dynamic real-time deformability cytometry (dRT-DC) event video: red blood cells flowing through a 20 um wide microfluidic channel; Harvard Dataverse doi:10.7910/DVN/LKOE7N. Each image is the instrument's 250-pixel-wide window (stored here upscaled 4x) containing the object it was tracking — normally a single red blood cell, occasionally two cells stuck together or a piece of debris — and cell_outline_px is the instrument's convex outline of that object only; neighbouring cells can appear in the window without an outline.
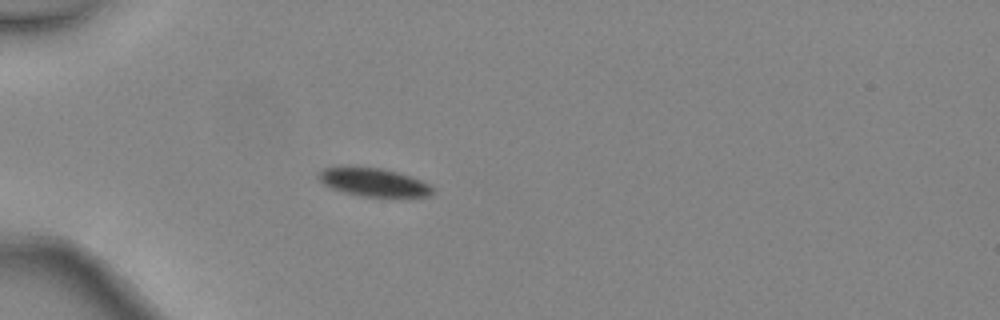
{"species": "common noctule bat (a hibernating species)", "species_latin": "Nyctalus noctula", "temperature_condition": "warm", "stored_images_in_passage": 7, "segment_of_instrument_passage": [2, 2], "camera_frame_rate_fps": 3000, "um_per_image_px": 0.085, "animal": {"sex": "female", "body_mass_g": 24.6, "forearm_length_mm": 56.2}, "frame": {"image": 1, "passage_image": 6, "time_ms": 1.667, "image_size_px": [1000, 320], "cell_outline_px": [[432, 192], [428, 196], [360, 196], [344, 192], [332, 188], [324, 184], [320, 180], [320, 172], [324, 168], [380, 168], [396, 172], [420, 180], [428, 184], [432, 188]], "centroid_in_image_um": [31.76, 15.51], "position_along_channel_um": 53.2, "area_um2": 17.86}}